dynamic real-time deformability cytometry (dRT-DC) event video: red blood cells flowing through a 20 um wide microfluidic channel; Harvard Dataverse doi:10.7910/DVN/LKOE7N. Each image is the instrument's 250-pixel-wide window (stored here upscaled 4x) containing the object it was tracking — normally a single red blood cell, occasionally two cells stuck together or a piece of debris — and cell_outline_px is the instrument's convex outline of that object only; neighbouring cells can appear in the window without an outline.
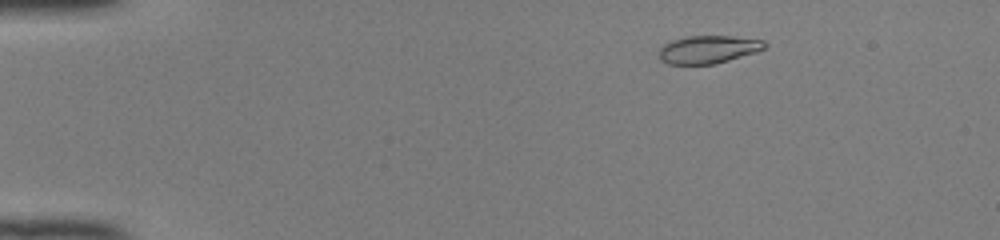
{"species": "common noctule bat (a hibernating species)", "species_latin": "Nyctalus noctula", "temperature_condition": "room temperature", "stored_images_in_passage": 48, "camera_frame_rate_fps": 3000, "um_per_image_px": 0.085, "animal": {"sex": "female", "body_mass_g": 22.0, "forearm_length_mm": 56.7}, "frame": {"image": 1, "passage_image": 6, "time_ms": 1.667, "image_size_px": [1000, 240], "cell_outline_px": [[768, 44], [764, 48], [756, 52], [716, 64], [668, 64], [660, 60], [660, 48], [664, 44], [672, 40], [688, 36], [732, 36], [764, 40]], "centroid_in_image_um": [60.22, 4.2], "position_along_channel_um": 24.8, "area_um2": 17.17}}
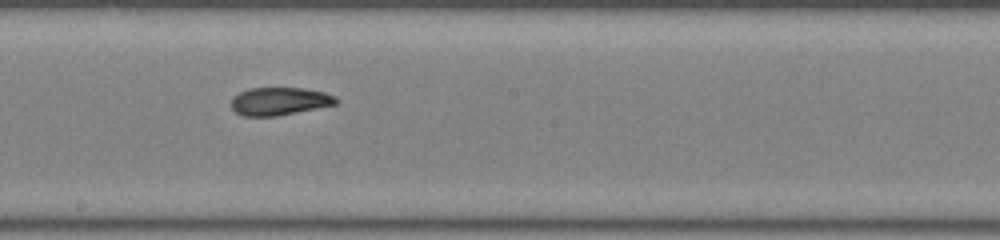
{"frame": {"image": 2, "passage_image": 27, "time_ms": 8.667, "image_size_px": [1000, 240], "cell_outline_px": [[340, 100], [336, 104], [276, 116], [244, 116], [236, 112], [232, 108], [232, 96], [248, 88], [304, 88], [324, 92], [336, 96]], "centroid_in_image_um": [23.76, 8.59], "position_along_channel_um": 224.4, "area_um2": 16.99}}
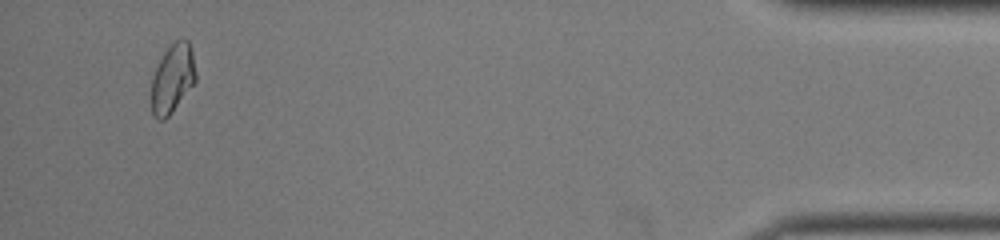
{"frame": {"image": 3, "passage_image": 46, "time_ms": 15.0, "image_size_px": [1000, 240], "cell_outline_px": [[196, 80], [168, 116], [164, 120], [160, 120], [152, 112], [152, 76], [164, 52], [176, 40], [188, 40], [192, 52], [196, 72]], "centroid_in_image_um": [14.67, 6.65], "position_along_channel_um": 420.5, "area_um2": 17.28}, "authors_computed_cell_mechanics": {"area_um2": 17.7735, "velocity_mm_per_s": 4.1204, "shape_relaxation_time_tau1_ms": null, "shape_relaxation_time_tau2_ms": 1.0657, "deformation_change_tau1": null, "deformation_change_tau2": 0.0515}}